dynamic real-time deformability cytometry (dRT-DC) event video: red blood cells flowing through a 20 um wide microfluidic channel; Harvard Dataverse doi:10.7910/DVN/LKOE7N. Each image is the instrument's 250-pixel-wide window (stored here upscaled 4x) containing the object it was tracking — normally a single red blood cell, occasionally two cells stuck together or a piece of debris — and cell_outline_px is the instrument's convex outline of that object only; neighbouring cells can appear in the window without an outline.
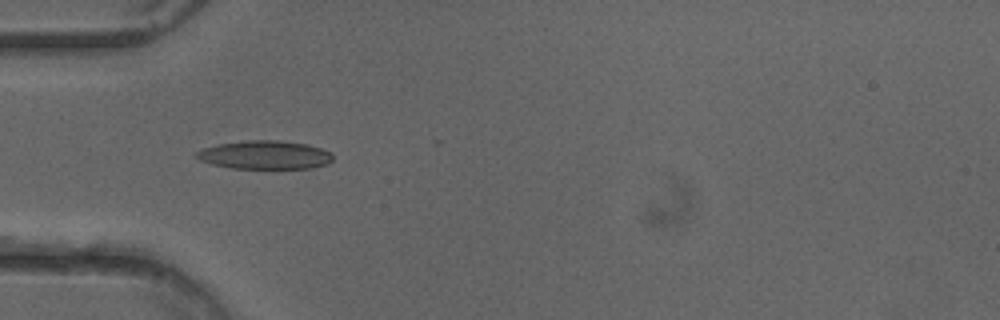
{"species": "common noctule bat (a hibernating species)", "species_latin": "Nyctalus noctula", "temperature_condition": "cold", "stored_images_in_passage": 7, "camera_frame_rate_fps": 3000, "um_per_image_px": 0.085, "animal": {"sex": "female"}, "frame": {"image": 1, "passage_image": 1, "time_ms": 0.0, "image_size_px": [1000, 320], "cell_outline_px": [[332, 160], [328, 164], [312, 168], [232, 168], [212, 164], [200, 160], [192, 152], [200, 148], [216, 144], [244, 140], [280, 140], [304, 144], [320, 148], [332, 152]], "centroid_in_image_um": [22.46, 13.16], "position_along_channel_um": 62.5, "area_um2": 22.83}}
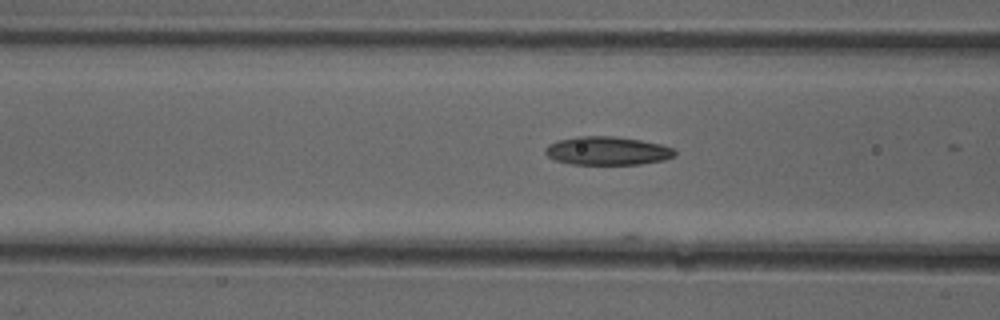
{"frame": {"image": 2, "passage_image": 5, "time_ms": 1.333, "image_size_px": [1000, 320], "cell_outline_px": [[676, 156], [664, 160], [640, 164], [572, 164], [556, 160], [548, 156], [544, 152], [544, 148], [548, 144], [556, 140], [576, 136], [616, 136], [640, 140], [660, 144], [672, 148], [676, 152]], "centroid_in_image_um": [51.6, 12.81], "position_along_channel_um": 115.0, "area_um2": 21.56}}